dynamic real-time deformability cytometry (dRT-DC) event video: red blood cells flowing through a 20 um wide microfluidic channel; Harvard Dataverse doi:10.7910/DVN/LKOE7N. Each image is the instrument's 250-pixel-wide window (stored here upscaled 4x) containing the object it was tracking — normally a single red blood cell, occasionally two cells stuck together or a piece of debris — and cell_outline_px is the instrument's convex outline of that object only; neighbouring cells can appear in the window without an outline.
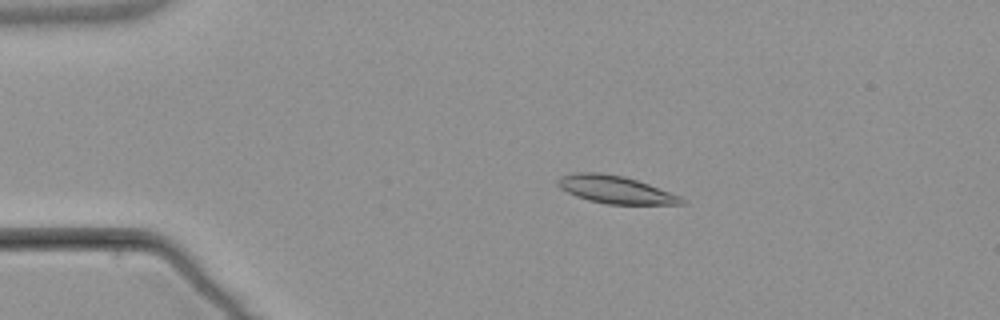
{"species": "common noctule bat (a hibernating species)", "species_latin": "Nyctalus noctula", "temperature_condition": "warm", "stored_images_in_passage": 3, "camera_frame_rate_fps": 3000, "um_per_image_px": 0.085, "animal": {"sex": "male", "body_mass_g": 21.5, "forearm_length_mm": 52.0}, "frame": {"image": 1, "passage_image": 1, "time_ms": 0.0, "image_size_px": [1000, 320], "cell_outline_px": [[688, 200], [684, 204], [608, 204], [588, 200], [576, 196], [560, 188], [556, 184], [556, 180], [560, 176], [576, 172], [600, 172], [624, 176], [648, 184], [680, 196]], "centroid_in_image_um": [52.29, 16.11], "position_along_channel_um": 32.7, "area_um2": 19.94}}
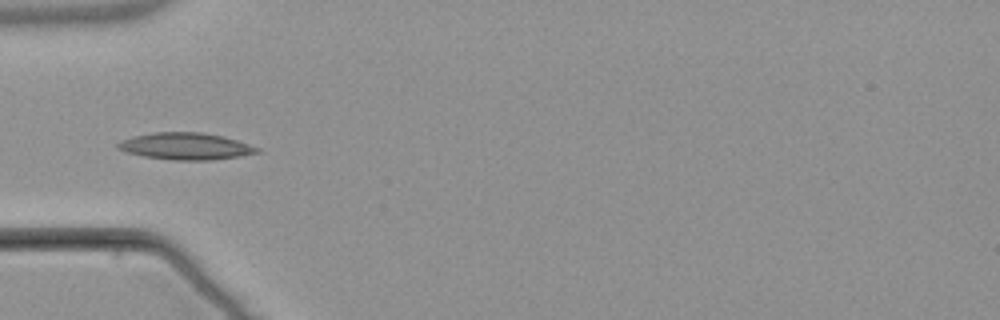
{"frame": {"image": 2, "passage_image": 3, "time_ms": 2.333, "image_size_px": [1000, 320], "cell_outline_px": [[264, 152], [240, 156], [212, 160], [172, 160], [144, 156], [128, 152], [116, 148], [116, 144], [120, 140], [132, 136], [152, 132], [200, 132], [224, 136], [260, 148]], "centroid_in_image_um": [15.79, 12.42], "position_along_channel_um": 69.2, "area_um2": 21.96}}